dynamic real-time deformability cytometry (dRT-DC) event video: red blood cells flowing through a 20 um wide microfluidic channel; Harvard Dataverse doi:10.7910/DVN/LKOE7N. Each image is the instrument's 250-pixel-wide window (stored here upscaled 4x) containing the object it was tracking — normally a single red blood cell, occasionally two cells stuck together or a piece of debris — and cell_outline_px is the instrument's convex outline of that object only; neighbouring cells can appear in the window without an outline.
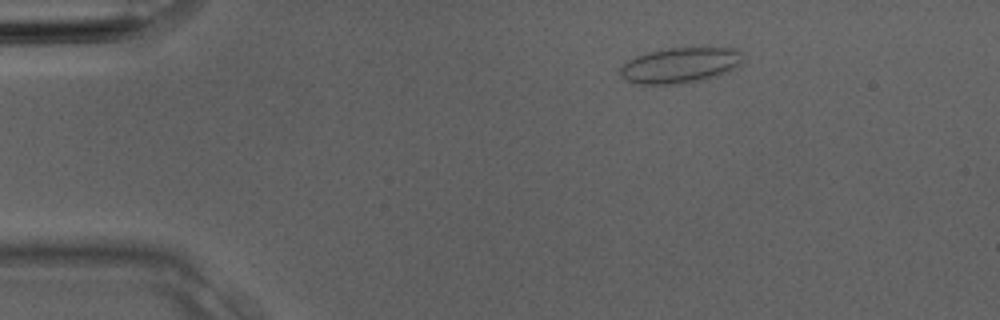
{"species": "Egyptian fruit bat (a non-hibernating species)", "species_latin": "Rousettus aegyptiacus", "temperature_condition": "room temperature", "stored_images_in_passage": 3, "camera_frame_rate_fps": 3000, "um_per_image_px": 0.085, "animal": {"sex": "male"}, "frame": {"image": 1, "passage_image": 1, "time_ms": 0.0, "image_size_px": [1000, 320], "cell_outline_px": [[744, 60], [740, 64], [716, 76], [700, 80], [680, 84], [640, 84], [628, 80], [620, 76], [620, 68], [628, 60], [636, 56], [648, 52], [668, 48], [736, 48], [744, 52]], "centroid_in_image_um": [57.83, 5.54], "position_along_channel_um": 27.2, "area_um2": 25.26}}